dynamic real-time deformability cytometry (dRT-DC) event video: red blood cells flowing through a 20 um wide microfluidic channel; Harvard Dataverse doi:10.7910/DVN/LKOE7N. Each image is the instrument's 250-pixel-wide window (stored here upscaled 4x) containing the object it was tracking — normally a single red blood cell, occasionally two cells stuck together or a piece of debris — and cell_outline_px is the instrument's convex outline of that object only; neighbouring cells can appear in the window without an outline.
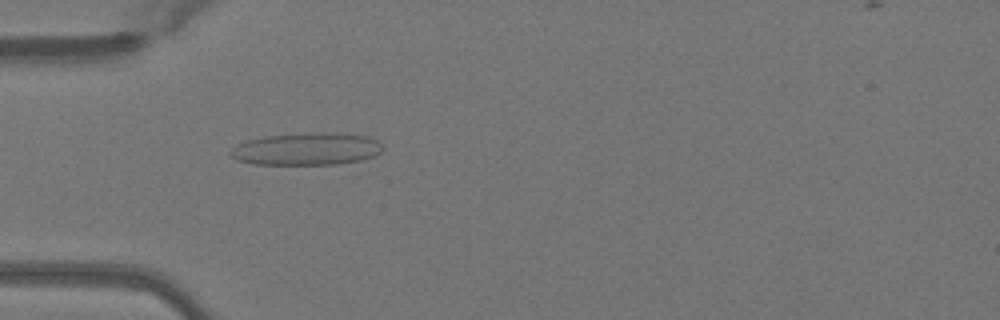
{"species": "Egyptian fruit bat (a non-hibernating species)", "species_latin": "Rousettus aegyptiacus", "temperature_condition": "warm", "stored_images_in_passage": 44, "camera_frame_rate_fps": 3000, "um_per_image_px": 0.085, "animal": {"sex": "female"}, "frame": {"image": 1, "passage_image": 9, "time_ms": 2.667, "image_size_px": [1000, 320], "cell_outline_px": [[384, 148], [376, 156], [360, 160], [336, 164], [252, 164], [236, 160], [228, 152], [236, 144], [248, 140], [264, 136], [324, 132], [336, 132], [368, 136], [376, 140]], "centroid_in_image_um": [26.07, 12.66], "position_along_channel_um": 58.9, "area_um2": 28.78}}
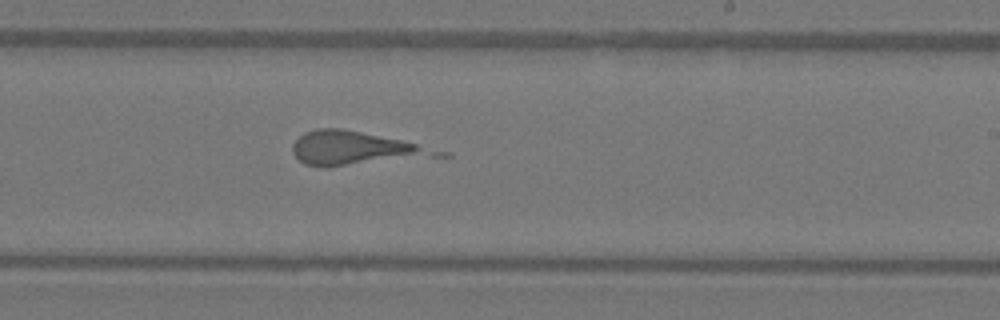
{"frame": {"image": 2, "passage_image": 24, "time_ms": 7.667, "image_size_px": [1000, 320], "cell_outline_px": [[416, 148], [412, 152], [328, 168], [320, 168], [304, 164], [292, 152], [292, 144], [304, 132], [316, 128], [340, 128], [400, 140], [416, 144]], "centroid_in_image_um": [29.33, 12.53], "position_along_channel_um": 259.7, "area_um2": 24.1}}
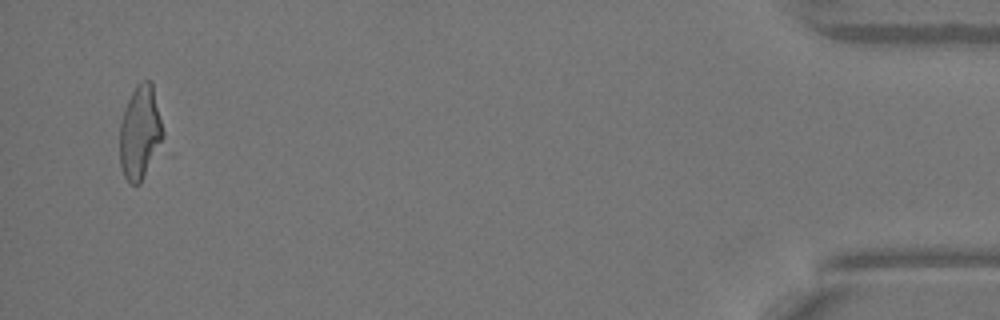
{"frame": {"image": 3, "passage_image": 42, "time_ms": 13.667, "image_size_px": [1000, 320], "cell_outline_px": [[164, 136], [140, 184], [132, 184], [124, 176], [120, 164], [120, 124], [124, 108], [136, 84], [144, 80], [148, 80], [152, 84], [164, 132]], "centroid_in_image_um": [11.89, 11.25], "position_along_channel_um": 423.3, "area_um2": 23.24}}